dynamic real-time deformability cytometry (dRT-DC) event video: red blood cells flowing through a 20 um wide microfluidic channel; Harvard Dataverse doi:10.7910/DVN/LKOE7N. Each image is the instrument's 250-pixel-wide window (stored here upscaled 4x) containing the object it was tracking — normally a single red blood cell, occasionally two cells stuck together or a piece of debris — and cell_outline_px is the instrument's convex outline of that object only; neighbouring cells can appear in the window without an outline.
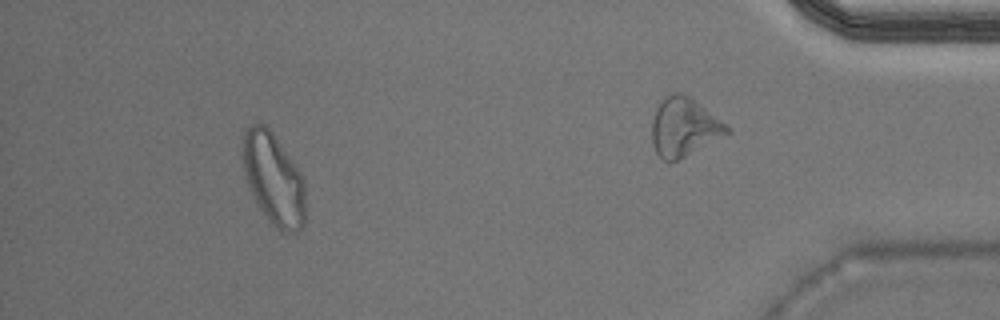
{"species": "Egyptian fruit bat (a non-hibernating species)", "species_latin": "Rousettus aegyptiacus", "temperature_condition": "warm", "stored_images_in_passage": 32, "camera_frame_rate_fps": 3000, "um_per_image_px": 0.085, "animal": {"sex": "male"}, "frame": {"image": 1, "passage_image": 28, "time_ms": 9.0, "image_size_px": [1000, 320], "cell_outline_px": [[304, 224], [296, 232], [284, 232], [268, 220], [256, 200], [248, 184], [244, 172], [244, 132], [252, 124], [264, 124], [272, 132], [300, 172], [304, 184]], "centroid_in_image_um": [23.27, 15.21], "position_along_channel_um": 411.9, "area_um2": 32.43}}